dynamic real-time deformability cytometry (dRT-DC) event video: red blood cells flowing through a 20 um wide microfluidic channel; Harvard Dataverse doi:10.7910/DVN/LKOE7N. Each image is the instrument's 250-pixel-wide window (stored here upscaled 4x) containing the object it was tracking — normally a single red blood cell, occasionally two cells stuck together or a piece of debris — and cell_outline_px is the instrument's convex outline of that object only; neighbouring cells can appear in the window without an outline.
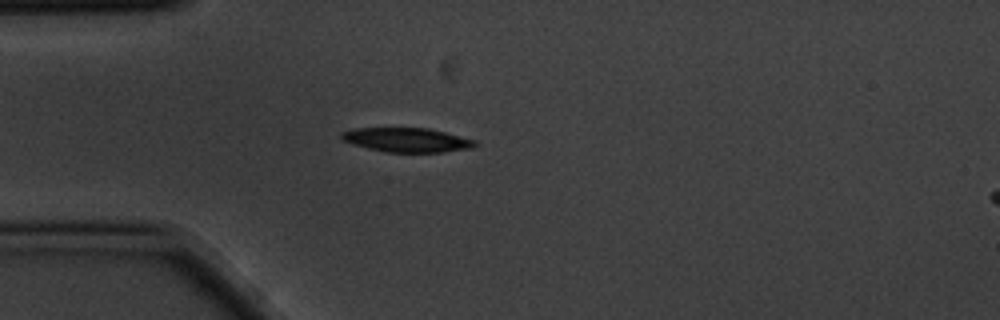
{"species": "common noctule bat (a hibernating species)", "species_latin": "Nyctalus noctula", "temperature_condition": "cold", "stored_images_in_passage": 5, "camera_frame_rate_fps": 3000, "um_per_image_px": 0.085, "animal": {"sex": "male", "body_mass_g": 20.1, "forearm_length_mm": 53.5}, "frame": {"image": 1, "passage_image": 5, "time_ms": 1.333, "image_size_px": [1000, 320], "cell_outline_px": [[476, 148], [444, 152], [388, 152], [368, 148], [344, 140], [340, 136], [340, 132], [352, 128], [428, 128], [476, 140]], "centroid_in_image_um": [34.62, 11.89], "position_along_channel_um": 50.4, "area_um2": 18.79}}